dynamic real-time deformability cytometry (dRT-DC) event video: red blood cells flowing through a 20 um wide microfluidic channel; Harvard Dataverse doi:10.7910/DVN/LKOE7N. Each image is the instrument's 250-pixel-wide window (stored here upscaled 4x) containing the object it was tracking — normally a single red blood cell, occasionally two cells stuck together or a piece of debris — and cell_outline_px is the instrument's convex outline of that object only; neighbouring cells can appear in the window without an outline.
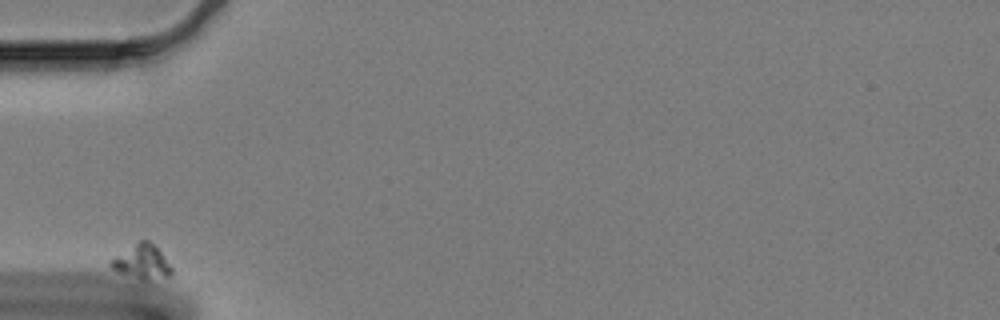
{"species": "Egyptian fruit bat (a non-hibernating species)", "species_latin": "Rousettus aegyptiacus", "temperature_condition": "cold", "stored_images_in_passage": 15, "camera_frame_rate_fps": 3000, "um_per_image_px": 0.085, "animal": {"sex": "female"}, "frame": {"image": 1, "passage_image": 1, "time_ms": 0.0, "image_size_px": [1000, 320], "cell_outline_px": [[172, 272], [168, 276], [140, 276], [116, 272], [108, 264], [112, 260], [140, 240], [148, 240], [160, 252], [172, 268]], "centroid_in_image_um": [12.05, 22.2], "position_along_channel_um": 73.0, "area_um2": 10.87}}
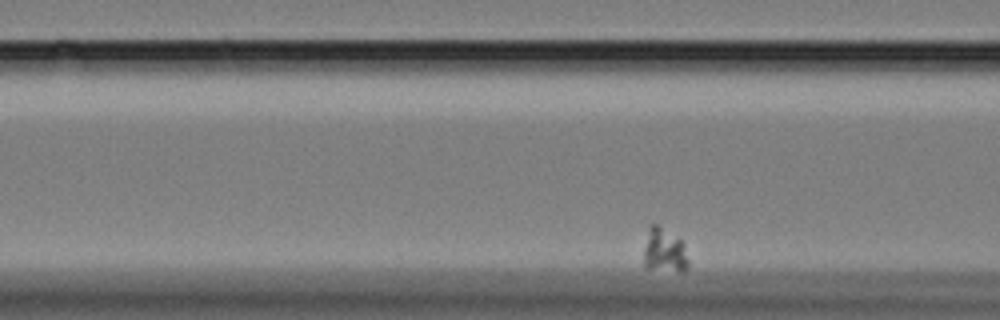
{"frame": {"image": 2, "passage_image": 7, "time_ms": 2.0, "image_size_px": [1000, 320], "cell_outline_px": [[688, 268], [684, 272], [680, 272], [644, 268], [644, 248], [648, 224], [656, 224], [680, 240], [684, 244], [688, 260]], "centroid_in_image_um": [56.45, 21.33], "position_along_channel_um": 110.1, "area_um2": 11.62}}
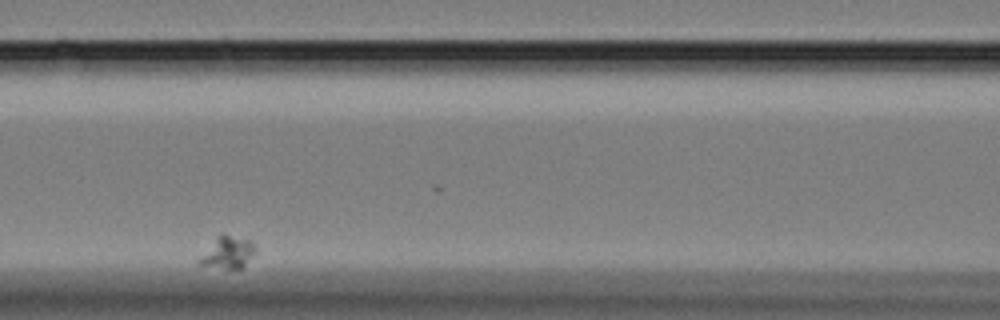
{"frame": {"image": 3, "passage_image": 13, "time_ms": 4.0, "image_size_px": [1000, 320], "cell_outline_px": [[256, 252], [240, 268], [224, 268], [200, 264], [196, 260], [216, 236], [220, 232], [224, 232], [248, 240], [256, 248]], "centroid_in_image_um": [19.31, 21.41], "position_along_channel_um": 147.3, "area_um2": 10.4}}